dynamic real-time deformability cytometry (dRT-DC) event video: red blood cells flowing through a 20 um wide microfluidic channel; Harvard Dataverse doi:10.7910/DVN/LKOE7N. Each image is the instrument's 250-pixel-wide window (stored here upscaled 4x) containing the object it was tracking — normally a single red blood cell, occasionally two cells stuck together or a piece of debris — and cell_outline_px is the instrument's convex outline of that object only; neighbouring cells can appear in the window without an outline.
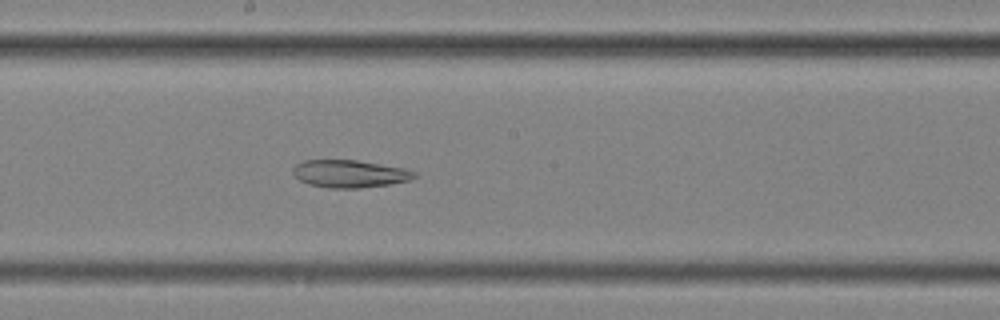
{"species": "common noctule bat (a hibernating species)", "species_latin": "Nyctalus noctula", "temperature_condition": "cold", "stored_images_in_passage": 56, "segment_of_instrument_passage": [2, 2], "camera_frame_rate_fps": 3000, "um_per_image_px": 0.085, "animal": {"sex": "female", "body_mass_g": 25.1}, "frame": {"image": 1, "passage_image": 31, "time_ms": 10.0, "image_size_px": [1000, 320], "cell_outline_px": [[416, 176], [408, 180], [388, 184], [360, 188], [328, 188], [308, 184], [300, 180], [292, 172], [292, 168], [296, 164], [304, 160], [356, 160], [404, 168], [416, 172]], "centroid_in_image_um": [29.68, 14.76], "position_along_channel_um": 218.5, "area_um2": 19.36}}
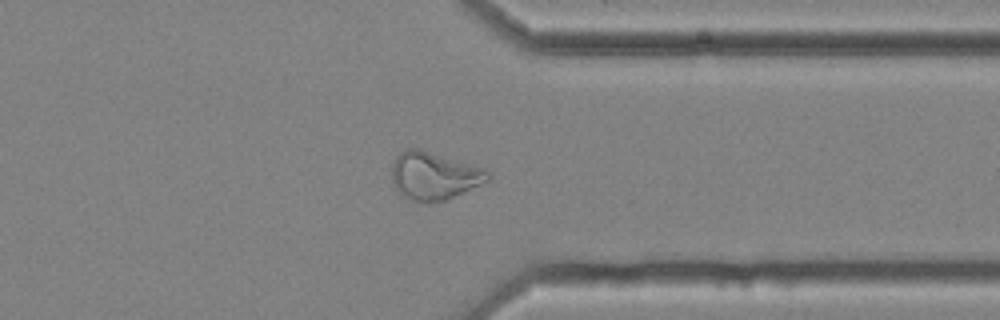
{"frame": {"image": 2, "passage_image": 44, "time_ms": 14.333, "image_size_px": [1000, 320], "cell_outline_px": [[492, 176], [488, 180], [480, 184], [444, 200], [428, 204], [424, 204], [412, 200], [404, 196], [396, 188], [392, 180], [392, 160], [400, 152], [408, 148], [420, 148], [484, 168]], "centroid_in_image_um": [36.86, 14.93], "position_along_channel_um": 374.5, "area_um2": 26.7}}
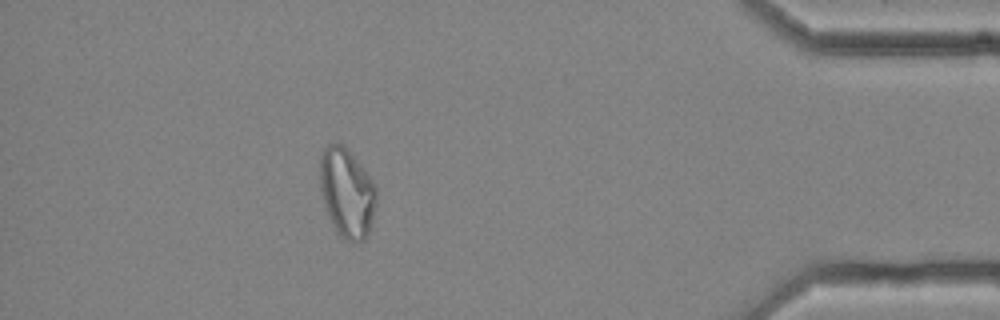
{"frame": {"image": 3, "passage_image": 50, "time_ms": 16.333, "image_size_px": [1000, 320], "cell_outline_px": [[376, 204], [372, 220], [368, 232], [364, 240], [360, 244], [356, 244], [344, 240], [336, 232], [328, 216], [320, 192], [320, 156], [324, 148], [328, 144], [344, 144], [348, 148], [372, 180], [376, 188]], "centroid_in_image_um": [29.47, 16.41], "position_along_channel_um": 405.7, "area_um2": 29.65}}